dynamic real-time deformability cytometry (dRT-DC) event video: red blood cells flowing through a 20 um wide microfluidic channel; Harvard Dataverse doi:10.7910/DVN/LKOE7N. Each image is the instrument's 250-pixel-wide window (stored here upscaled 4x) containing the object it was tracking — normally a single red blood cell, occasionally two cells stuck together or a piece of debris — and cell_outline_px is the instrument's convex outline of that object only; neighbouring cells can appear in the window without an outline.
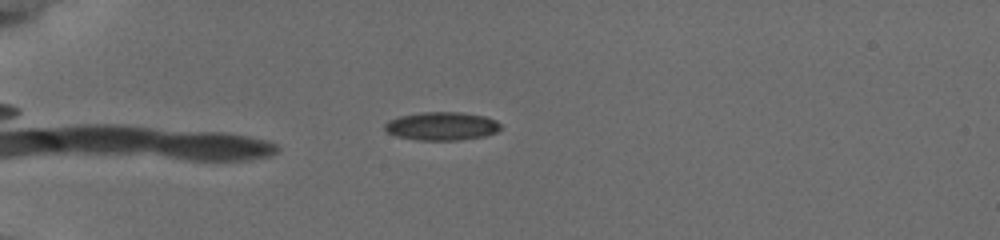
{"species": "common noctule bat (a hibernating species)", "species_latin": "Nyctalus noctula", "temperature_condition": "cold", "stored_images_in_passage": 8, "camera_frame_rate_fps": 3000, "um_per_image_px": 0.085, "animal": {"sex": "female", "body_mass_g": 19.5, "forearm_length_mm": 54.1}, "frame": {"image": 1, "passage_image": 1, "time_ms": 0.0, "image_size_px": [1000, 240], "cell_outline_px": [[500, 128], [496, 132], [484, 136], [460, 140], [416, 140], [396, 136], [388, 132], [384, 128], [384, 124], [388, 120], [400, 116], [420, 112], [460, 112], [484, 116], [496, 120], [500, 124]], "centroid_in_image_um": [37.53, 10.72], "position_along_channel_um": 47.5, "area_um2": 19.13}}
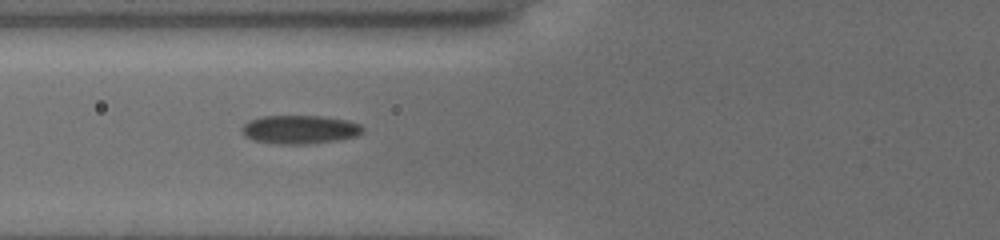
{"frame": {"image": 2, "passage_image": 5, "time_ms": 2.333, "image_size_px": [1000, 240], "cell_outline_px": [[364, 132], [356, 136], [336, 140], [308, 144], [276, 144], [252, 140], [244, 136], [240, 128], [244, 124], [252, 120], [264, 116], [320, 116], [348, 120], [360, 124], [364, 128]], "centroid_in_image_um": [25.49, 11.01], "position_along_channel_um": 100.3, "area_um2": 20.17}}
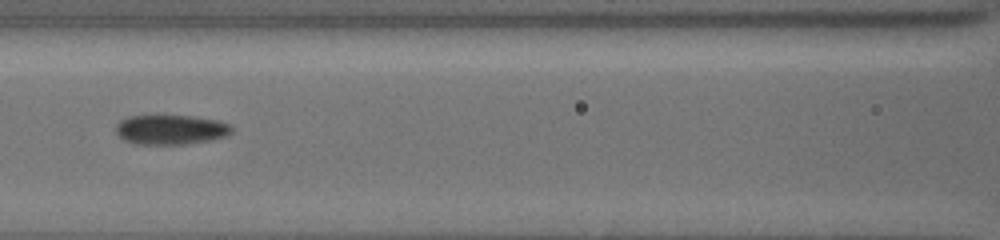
{"frame": {"image": 3, "passage_image": 7, "time_ms": 3.667, "image_size_px": [1000, 240], "cell_outline_px": [[232, 132], [228, 136], [212, 140], [188, 144], [136, 144], [124, 140], [116, 132], [116, 124], [120, 120], [128, 116], [192, 116], [216, 120], [232, 124]], "centroid_in_image_um": [14.55, 11.03], "position_along_channel_um": 152.1, "area_um2": 20.17}}